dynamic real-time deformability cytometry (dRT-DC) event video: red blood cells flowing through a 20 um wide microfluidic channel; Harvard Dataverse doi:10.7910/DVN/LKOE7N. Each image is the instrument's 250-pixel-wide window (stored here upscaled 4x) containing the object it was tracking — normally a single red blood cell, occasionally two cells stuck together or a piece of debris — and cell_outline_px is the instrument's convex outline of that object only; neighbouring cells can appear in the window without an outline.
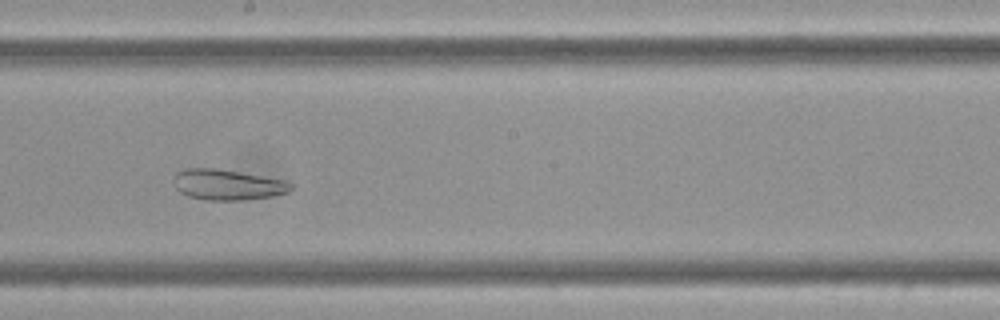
{"species": "Egyptian fruit bat (a non-hibernating species)", "species_latin": "Rousettus aegyptiacus", "temperature_condition": "cold", "stored_images_in_passage": 56, "camera_frame_rate_fps": 3000, "um_per_image_px": 0.085, "frame": {"image": 1, "passage_image": 30, "time_ms": 9.667, "image_size_px": [1000, 320], "cell_outline_px": [[292, 188], [288, 192], [272, 196], [244, 200], [204, 200], [188, 196], [180, 192], [176, 188], [176, 172], [184, 168], [212, 168], [284, 180], [292, 184]], "centroid_in_image_um": [19.33, 15.71], "position_along_channel_um": 228.9, "area_um2": 20.52}}
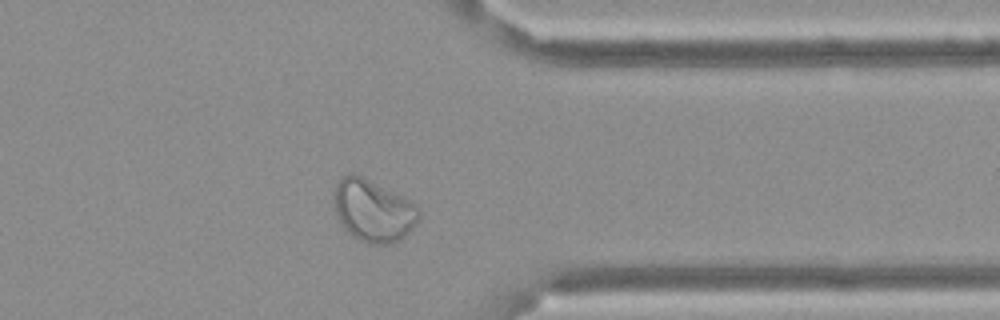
{"frame": {"image": 2, "passage_image": 44, "time_ms": 14.333, "image_size_px": [1000, 320], "cell_outline_px": [[420, 216], [412, 228], [400, 240], [392, 244], [368, 244], [352, 236], [344, 228], [336, 216], [332, 204], [332, 192], [340, 176], [352, 172], [404, 196], [416, 204], [420, 208]], "centroid_in_image_um": [31.68, 17.89], "position_along_channel_um": 379.7, "area_um2": 31.33}}
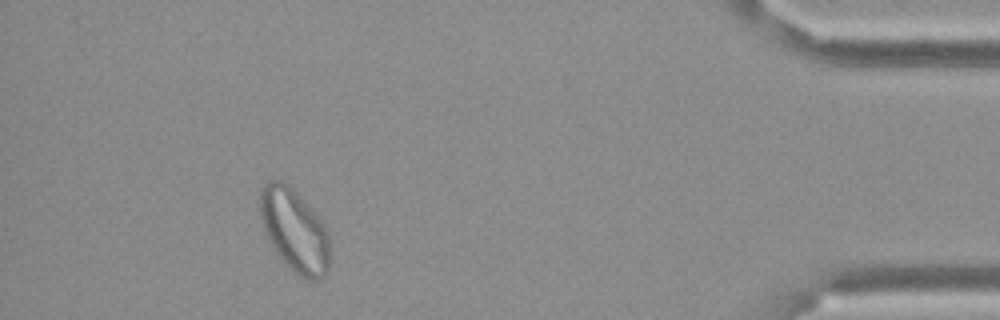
{"frame": {"image": 3, "passage_image": 51, "time_ms": 16.667, "image_size_px": [1000, 320], "cell_outline_px": [[328, 272], [324, 276], [316, 280], [308, 280], [300, 276], [276, 252], [264, 232], [260, 216], [260, 188], [268, 180], [280, 180], [288, 184], [304, 200], [324, 224], [328, 232]], "centroid_in_image_um": [25.01, 19.55], "position_along_channel_um": 410.2, "area_um2": 33.29}}